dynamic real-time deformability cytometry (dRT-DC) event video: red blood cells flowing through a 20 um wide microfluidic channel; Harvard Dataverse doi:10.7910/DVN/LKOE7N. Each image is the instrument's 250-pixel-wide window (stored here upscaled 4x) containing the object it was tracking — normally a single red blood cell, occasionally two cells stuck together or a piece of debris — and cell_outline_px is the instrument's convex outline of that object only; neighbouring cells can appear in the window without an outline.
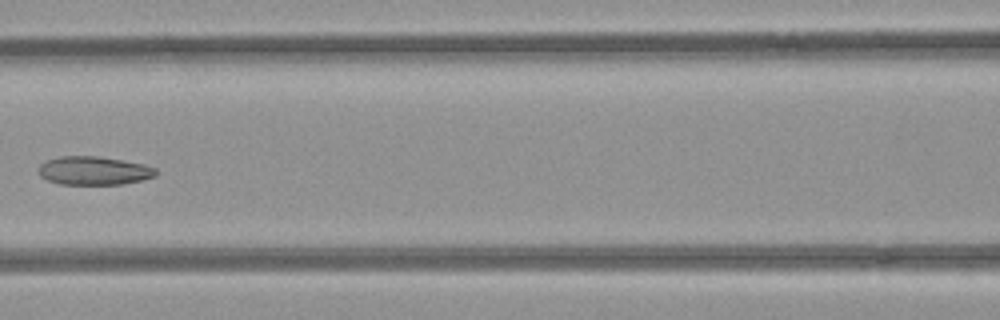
{"species": "common noctule bat (a hibernating species)", "species_latin": "Nyctalus noctula", "temperature_condition": "room temperature", "stored_images_in_passage": 7, "camera_frame_rate_fps": 3000, "um_per_image_px": 0.085, "animal": {"sex": "female", "body_mass_g": 21.9}, "frame": {"image": 1, "passage_image": 6, "time_ms": 1.667, "image_size_px": [1000, 320], "cell_outline_px": [[156, 176], [140, 180], [120, 184], [60, 184], [48, 180], [40, 176], [36, 172], [36, 168], [44, 160], [60, 156], [96, 156], [144, 164], [156, 168]], "centroid_in_image_um": [7.9, 14.5], "position_along_channel_um": 158.7, "area_um2": 19.54}}
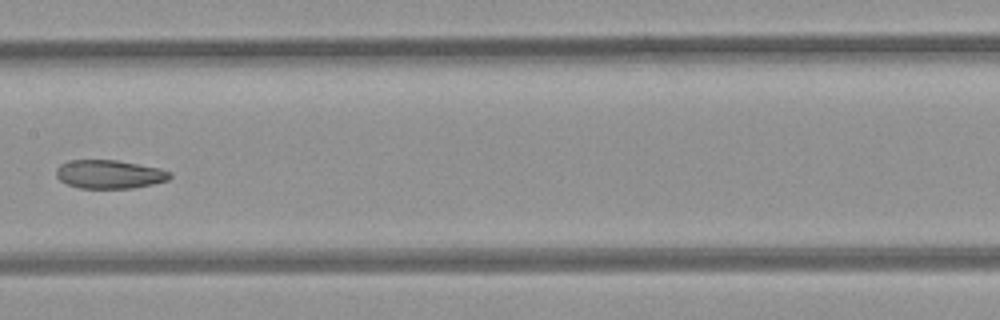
{"frame": {"image": 2, "passage_image": 7, "time_ms": 2.0, "image_size_px": [1000, 320], "cell_outline_px": [[172, 176], [168, 180], [152, 184], [132, 188], [80, 188], [68, 184], [60, 180], [56, 176], [56, 168], [60, 164], [72, 160], [116, 160], [160, 168], [172, 172]], "centroid_in_image_um": [9.31, 14.81], "position_along_channel_um": 198.1, "area_um2": 18.9}}